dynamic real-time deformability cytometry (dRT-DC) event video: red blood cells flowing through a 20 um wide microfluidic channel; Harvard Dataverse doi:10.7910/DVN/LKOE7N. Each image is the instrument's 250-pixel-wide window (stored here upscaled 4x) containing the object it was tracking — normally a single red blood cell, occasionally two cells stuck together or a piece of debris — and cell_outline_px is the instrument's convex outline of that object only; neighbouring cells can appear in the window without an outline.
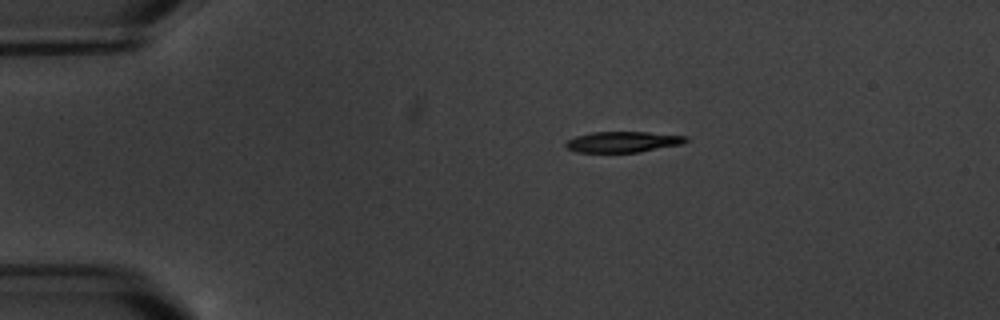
{"species": "common noctule bat (a hibernating species)", "species_latin": "Nyctalus noctula", "temperature_condition": "warm", "stored_images_in_passage": 2, "camera_frame_rate_fps": 3000, "um_per_image_px": 0.085, "animal": {"sex": "male", "body_mass_g": 20.1, "forearm_length_mm": 53.5}, "frame": {"image": 1, "passage_image": 1, "time_ms": 0.0, "image_size_px": [1000, 320], "cell_outline_px": [[688, 140], [680, 144], [640, 152], [576, 152], [568, 148], [564, 144], [568, 140], [576, 136], [592, 132], [648, 132], [688, 136]], "centroid_in_image_um": [52.94, 12.05], "position_along_channel_um": 32.1, "area_um2": 14.45}}